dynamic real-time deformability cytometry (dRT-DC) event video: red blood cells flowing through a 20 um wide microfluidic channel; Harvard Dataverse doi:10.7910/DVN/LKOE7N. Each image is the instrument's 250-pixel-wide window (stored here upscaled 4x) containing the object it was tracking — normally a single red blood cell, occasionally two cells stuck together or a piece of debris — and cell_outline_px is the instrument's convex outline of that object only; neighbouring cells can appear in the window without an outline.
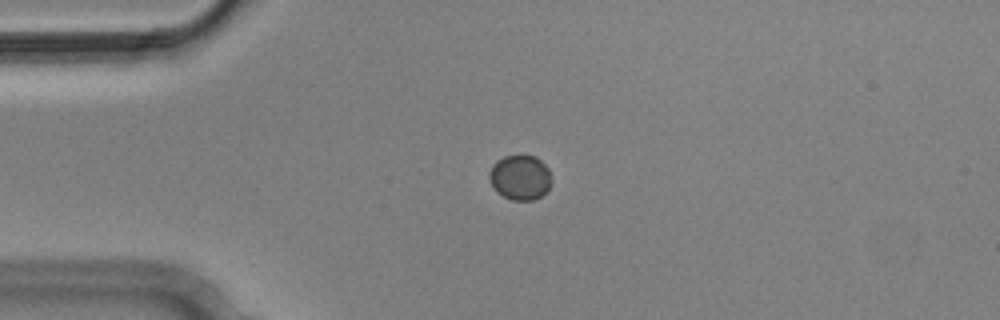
{"species": "Egyptian fruit bat (a non-hibernating species)", "species_latin": "Rousettus aegyptiacus", "temperature_condition": "cold", "stored_images_in_passage": 3, "camera_frame_rate_fps": 3000, "um_per_image_px": 0.085, "animal": {"sex": "male"}, "frame": {"image": 1, "passage_image": 2, "time_ms": 0.333, "image_size_px": [1000, 320], "cell_outline_px": [[552, 184], [540, 196], [532, 200], [512, 200], [496, 192], [488, 176], [488, 172], [492, 164], [496, 160], [504, 156], [536, 156], [548, 168], [552, 180]], "centroid_in_image_um": [44.19, 15.07], "position_along_channel_um": 40.8, "area_um2": 16.3}}